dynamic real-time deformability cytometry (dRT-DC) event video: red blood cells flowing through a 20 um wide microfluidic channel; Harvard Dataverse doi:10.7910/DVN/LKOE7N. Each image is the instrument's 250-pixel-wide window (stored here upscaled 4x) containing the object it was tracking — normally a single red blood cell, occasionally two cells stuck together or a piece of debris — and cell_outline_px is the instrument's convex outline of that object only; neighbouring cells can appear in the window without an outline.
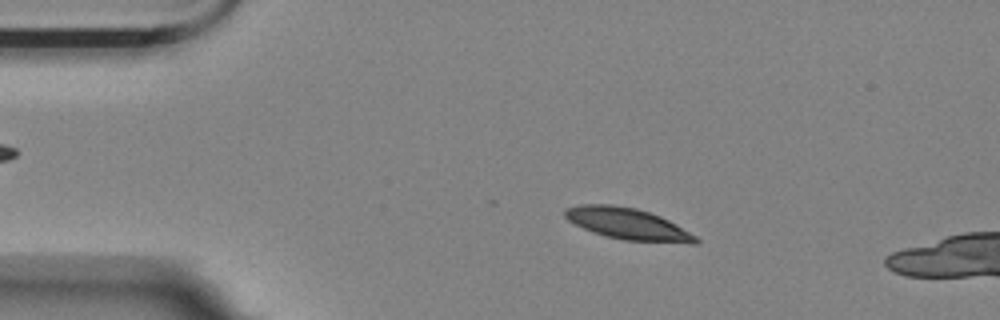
{"species": "Egyptian fruit bat (a non-hibernating species)", "species_latin": "Rousettus aegyptiacus", "temperature_condition": "room temperature", "stored_images_in_passage": 4, "camera_frame_rate_fps": 3000, "um_per_image_px": 0.085, "animal": {"sex": "female"}, "frame": {"image": 1, "passage_image": 2, "time_ms": 0.333, "image_size_px": [1000, 320], "cell_outline_px": [[700, 244], [688, 244], [624, 240], [604, 236], [592, 232], [568, 220], [564, 216], [564, 208], [580, 204], [612, 204], [636, 208], [660, 216], [676, 224], [696, 236], [700, 240]], "centroid_in_image_um": [53.38, 19.04], "position_along_channel_um": 31.6, "area_um2": 24.22}}